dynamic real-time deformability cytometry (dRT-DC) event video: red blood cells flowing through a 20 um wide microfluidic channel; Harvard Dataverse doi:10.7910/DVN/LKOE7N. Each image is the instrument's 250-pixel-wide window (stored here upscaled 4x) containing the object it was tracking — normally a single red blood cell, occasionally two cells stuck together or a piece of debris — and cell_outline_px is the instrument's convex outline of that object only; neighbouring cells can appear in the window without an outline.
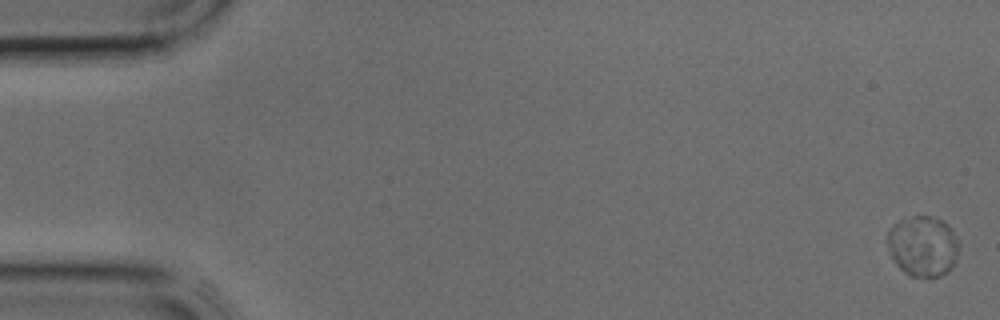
{"species": "common noctule bat (a hibernating species)", "species_latin": "Nyctalus noctula", "temperature_condition": "cold", "stored_images_in_passage": 39, "camera_frame_rate_fps": 3000, "um_per_image_px": 0.085, "animal": {"sex": "male", "body_mass_g": 17.9, "forearm_length_mm": 54.2}, "frame": {"image": 1, "passage_image": 1, "time_ms": 0.0, "image_size_px": [1000, 320], "cell_outline_px": [[960, 252], [956, 264], [948, 272], [940, 276], [908, 276], [896, 264], [892, 256], [888, 244], [888, 232], [892, 224], [912, 216], [932, 216], [948, 224], [960, 240]], "centroid_in_image_um": [78.52, 20.92], "position_along_channel_um": 6.5, "area_um2": 25.61}}
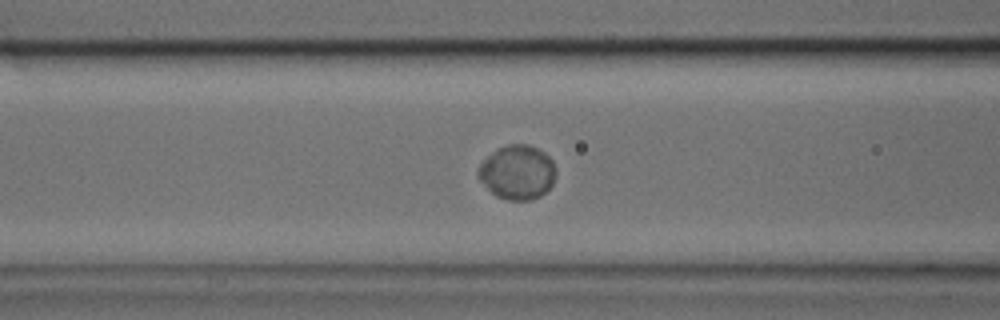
{"frame": {"image": 2, "passage_image": 16, "time_ms": 5.0, "image_size_px": [1000, 320], "cell_outline_px": [[556, 176], [552, 184], [540, 196], [532, 200], [508, 200], [496, 196], [480, 180], [476, 172], [480, 164], [496, 148], [508, 144], [528, 144], [544, 152], [552, 160], [556, 168]], "centroid_in_image_um": [43.98, 14.63], "position_along_channel_um": 122.6, "area_um2": 24.57}}
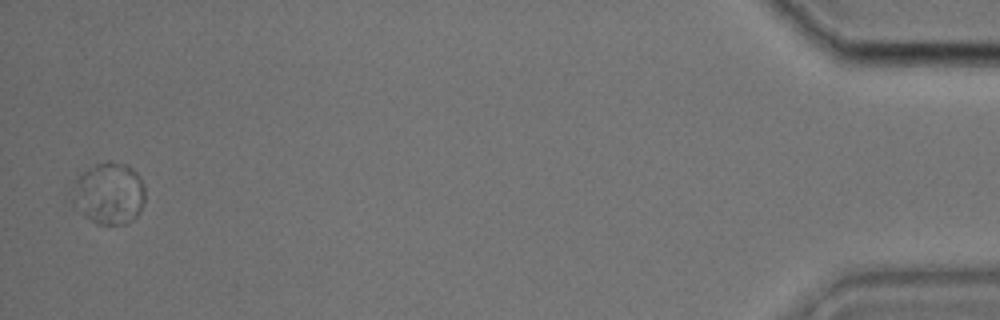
{"frame": {"image": 3, "passage_image": 39, "time_ms": 12.667, "image_size_px": [1000, 320], "cell_outline_px": [[144, 200], [140, 212], [136, 216], [124, 224], [96, 224], [84, 216], [76, 180], [84, 172], [96, 164], [108, 160], [128, 164], [140, 176], [144, 184]], "centroid_in_image_um": [9.43, 16.41], "position_along_channel_um": 425.8, "area_um2": 24.91}}